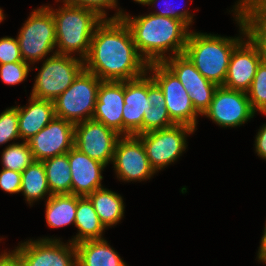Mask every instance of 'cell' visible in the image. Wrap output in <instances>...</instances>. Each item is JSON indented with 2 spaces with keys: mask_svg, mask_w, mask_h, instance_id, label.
<instances>
[{
  "mask_svg": "<svg viewBox=\"0 0 266 266\" xmlns=\"http://www.w3.org/2000/svg\"><path fill=\"white\" fill-rule=\"evenodd\" d=\"M147 66L124 20L103 19L92 36L84 69L102 81H127L146 74Z\"/></svg>",
  "mask_w": 266,
  "mask_h": 266,
  "instance_id": "6da1fadb",
  "label": "cell"
},
{
  "mask_svg": "<svg viewBox=\"0 0 266 266\" xmlns=\"http://www.w3.org/2000/svg\"><path fill=\"white\" fill-rule=\"evenodd\" d=\"M119 11L110 19L122 18L131 30L139 55L148 63L163 62L170 50L172 56L184 52L189 27L182 21L157 14L130 17ZM165 54V55H164Z\"/></svg>",
  "mask_w": 266,
  "mask_h": 266,
  "instance_id": "7a4b0ae2",
  "label": "cell"
},
{
  "mask_svg": "<svg viewBox=\"0 0 266 266\" xmlns=\"http://www.w3.org/2000/svg\"><path fill=\"white\" fill-rule=\"evenodd\" d=\"M242 37L190 32L183 54L209 81L223 86L233 50L242 42Z\"/></svg>",
  "mask_w": 266,
  "mask_h": 266,
  "instance_id": "3957f363",
  "label": "cell"
},
{
  "mask_svg": "<svg viewBox=\"0 0 266 266\" xmlns=\"http://www.w3.org/2000/svg\"><path fill=\"white\" fill-rule=\"evenodd\" d=\"M54 10L46 6L55 20L56 53L70 55L79 52L84 60L90 49V42L96 27L103 18L94 10L66 4ZM73 52V53H72Z\"/></svg>",
  "mask_w": 266,
  "mask_h": 266,
  "instance_id": "277c9868",
  "label": "cell"
},
{
  "mask_svg": "<svg viewBox=\"0 0 266 266\" xmlns=\"http://www.w3.org/2000/svg\"><path fill=\"white\" fill-rule=\"evenodd\" d=\"M102 80L83 69L54 102L55 117L77 124L92 119Z\"/></svg>",
  "mask_w": 266,
  "mask_h": 266,
  "instance_id": "5b68a950",
  "label": "cell"
},
{
  "mask_svg": "<svg viewBox=\"0 0 266 266\" xmlns=\"http://www.w3.org/2000/svg\"><path fill=\"white\" fill-rule=\"evenodd\" d=\"M84 69V60L53 52L43 62L33 85L31 97L54 101Z\"/></svg>",
  "mask_w": 266,
  "mask_h": 266,
  "instance_id": "8992f818",
  "label": "cell"
},
{
  "mask_svg": "<svg viewBox=\"0 0 266 266\" xmlns=\"http://www.w3.org/2000/svg\"><path fill=\"white\" fill-rule=\"evenodd\" d=\"M17 40L21 57L27 63L37 62L53 52L56 29L52 12L46 6L34 10L23 24Z\"/></svg>",
  "mask_w": 266,
  "mask_h": 266,
  "instance_id": "52a82bcc",
  "label": "cell"
},
{
  "mask_svg": "<svg viewBox=\"0 0 266 266\" xmlns=\"http://www.w3.org/2000/svg\"><path fill=\"white\" fill-rule=\"evenodd\" d=\"M147 70L153 71L151 77L164 93L166 108L171 120L175 124H183L195 129L199 113L195 110L188 92L176 75L163 62L150 63Z\"/></svg>",
  "mask_w": 266,
  "mask_h": 266,
  "instance_id": "ba28073f",
  "label": "cell"
},
{
  "mask_svg": "<svg viewBox=\"0 0 266 266\" xmlns=\"http://www.w3.org/2000/svg\"><path fill=\"white\" fill-rule=\"evenodd\" d=\"M195 129L183 124L137 135L146 150L151 168L156 172L179 158L186 149L187 135Z\"/></svg>",
  "mask_w": 266,
  "mask_h": 266,
  "instance_id": "9c48e42d",
  "label": "cell"
},
{
  "mask_svg": "<svg viewBox=\"0 0 266 266\" xmlns=\"http://www.w3.org/2000/svg\"><path fill=\"white\" fill-rule=\"evenodd\" d=\"M23 266H77L76 246L60 239L42 238L21 243L13 251Z\"/></svg>",
  "mask_w": 266,
  "mask_h": 266,
  "instance_id": "30bf717a",
  "label": "cell"
},
{
  "mask_svg": "<svg viewBox=\"0 0 266 266\" xmlns=\"http://www.w3.org/2000/svg\"><path fill=\"white\" fill-rule=\"evenodd\" d=\"M112 162L117 178L123 181H143L150 179L155 173L137 135H123L118 138Z\"/></svg>",
  "mask_w": 266,
  "mask_h": 266,
  "instance_id": "8fae6325",
  "label": "cell"
},
{
  "mask_svg": "<svg viewBox=\"0 0 266 266\" xmlns=\"http://www.w3.org/2000/svg\"><path fill=\"white\" fill-rule=\"evenodd\" d=\"M121 135L94 119L75 124L74 146L91 159L107 165Z\"/></svg>",
  "mask_w": 266,
  "mask_h": 266,
  "instance_id": "7c38bea8",
  "label": "cell"
},
{
  "mask_svg": "<svg viewBox=\"0 0 266 266\" xmlns=\"http://www.w3.org/2000/svg\"><path fill=\"white\" fill-rule=\"evenodd\" d=\"M247 92L218 86L209 108L203 115L222 127H237L253 118Z\"/></svg>",
  "mask_w": 266,
  "mask_h": 266,
  "instance_id": "4fadbf2b",
  "label": "cell"
},
{
  "mask_svg": "<svg viewBox=\"0 0 266 266\" xmlns=\"http://www.w3.org/2000/svg\"><path fill=\"white\" fill-rule=\"evenodd\" d=\"M163 63L182 83L195 110L203 115L209 108L218 85L207 80L184 54L169 55Z\"/></svg>",
  "mask_w": 266,
  "mask_h": 266,
  "instance_id": "5bb4252c",
  "label": "cell"
},
{
  "mask_svg": "<svg viewBox=\"0 0 266 266\" xmlns=\"http://www.w3.org/2000/svg\"><path fill=\"white\" fill-rule=\"evenodd\" d=\"M75 124L54 117L41 131L27 141L35 161L67 153L74 146Z\"/></svg>",
  "mask_w": 266,
  "mask_h": 266,
  "instance_id": "9a60e30c",
  "label": "cell"
},
{
  "mask_svg": "<svg viewBox=\"0 0 266 266\" xmlns=\"http://www.w3.org/2000/svg\"><path fill=\"white\" fill-rule=\"evenodd\" d=\"M261 63L258 47L247 37L233 50L223 87L247 92Z\"/></svg>",
  "mask_w": 266,
  "mask_h": 266,
  "instance_id": "2e32d148",
  "label": "cell"
},
{
  "mask_svg": "<svg viewBox=\"0 0 266 266\" xmlns=\"http://www.w3.org/2000/svg\"><path fill=\"white\" fill-rule=\"evenodd\" d=\"M124 81L123 135L142 134L144 112L150 108L148 103V76Z\"/></svg>",
  "mask_w": 266,
  "mask_h": 266,
  "instance_id": "e0dca14e",
  "label": "cell"
},
{
  "mask_svg": "<svg viewBox=\"0 0 266 266\" xmlns=\"http://www.w3.org/2000/svg\"><path fill=\"white\" fill-rule=\"evenodd\" d=\"M124 81H102L92 119L123 136Z\"/></svg>",
  "mask_w": 266,
  "mask_h": 266,
  "instance_id": "ac0fdd59",
  "label": "cell"
},
{
  "mask_svg": "<svg viewBox=\"0 0 266 266\" xmlns=\"http://www.w3.org/2000/svg\"><path fill=\"white\" fill-rule=\"evenodd\" d=\"M70 172L72 176L71 194L88 196L95 190L102 188V171L105 164L91 159L75 146L68 151Z\"/></svg>",
  "mask_w": 266,
  "mask_h": 266,
  "instance_id": "d6986e66",
  "label": "cell"
},
{
  "mask_svg": "<svg viewBox=\"0 0 266 266\" xmlns=\"http://www.w3.org/2000/svg\"><path fill=\"white\" fill-rule=\"evenodd\" d=\"M233 10L243 36L266 45V0H239Z\"/></svg>",
  "mask_w": 266,
  "mask_h": 266,
  "instance_id": "ffe728a7",
  "label": "cell"
},
{
  "mask_svg": "<svg viewBox=\"0 0 266 266\" xmlns=\"http://www.w3.org/2000/svg\"><path fill=\"white\" fill-rule=\"evenodd\" d=\"M28 107L18 106L20 138L27 142L55 117L54 102L30 97Z\"/></svg>",
  "mask_w": 266,
  "mask_h": 266,
  "instance_id": "44dd1931",
  "label": "cell"
},
{
  "mask_svg": "<svg viewBox=\"0 0 266 266\" xmlns=\"http://www.w3.org/2000/svg\"><path fill=\"white\" fill-rule=\"evenodd\" d=\"M75 246L77 266H127L104 238L86 240Z\"/></svg>",
  "mask_w": 266,
  "mask_h": 266,
  "instance_id": "7402d4cb",
  "label": "cell"
},
{
  "mask_svg": "<svg viewBox=\"0 0 266 266\" xmlns=\"http://www.w3.org/2000/svg\"><path fill=\"white\" fill-rule=\"evenodd\" d=\"M148 103L150 108L144 112L142 134L175 125L168 114L164 93L151 76L148 77Z\"/></svg>",
  "mask_w": 266,
  "mask_h": 266,
  "instance_id": "603a6c76",
  "label": "cell"
},
{
  "mask_svg": "<svg viewBox=\"0 0 266 266\" xmlns=\"http://www.w3.org/2000/svg\"><path fill=\"white\" fill-rule=\"evenodd\" d=\"M74 225L79 230V233L70 241L74 245L86 240L103 239L102 233L105 227L87 196H82L77 201Z\"/></svg>",
  "mask_w": 266,
  "mask_h": 266,
  "instance_id": "cb8c5ba5",
  "label": "cell"
},
{
  "mask_svg": "<svg viewBox=\"0 0 266 266\" xmlns=\"http://www.w3.org/2000/svg\"><path fill=\"white\" fill-rule=\"evenodd\" d=\"M46 223L51 228L74 224L77 201L82 197L74 194H53L47 196Z\"/></svg>",
  "mask_w": 266,
  "mask_h": 266,
  "instance_id": "d4e9b609",
  "label": "cell"
},
{
  "mask_svg": "<svg viewBox=\"0 0 266 266\" xmlns=\"http://www.w3.org/2000/svg\"><path fill=\"white\" fill-rule=\"evenodd\" d=\"M105 228L116 225L124 216L122 197L106 188H99L87 196Z\"/></svg>",
  "mask_w": 266,
  "mask_h": 266,
  "instance_id": "484cf974",
  "label": "cell"
},
{
  "mask_svg": "<svg viewBox=\"0 0 266 266\" xmlns=\"http://www.w3.org/2000/svg\"><path fill=\"white\" fill-rule=\"evenodd\" d=\"M51 194H71L72 176L68 152L42 161Z\"/></svg>",
  "mask_w": 266,
  "mask_h": 266,
  "instance_id": "4316f807",
  "label": "cell"
},
{
  "mask_svg": "<svg viewBox=\"0 0 266 266\" xmlns=\"http://www.w3.org/2000/svg\"><path fill=\"white\" fill-rule=\"evenodd\" d=\"M22 173L21 178V191L26 201L31 203L36 200L43 199L44 196L49 193V197L52 195L46 178V171L43 162L34 161L29 165Z\"/></svg>",
  "mask_w": 266,
  "mask_h": 266,
  "instance_id": "83f0119b",
  "label": "cell"
},
{
  "mask_svg": "<svg viewBox=\"0 0 266 266\" xmlns=\"http://www.w3.org/2000/svg\"><path fill=\"white\" fill-rule=\"evenodd\" d=\"M3 168L21 173L35 160L27 142L8 145L2 153Z\"/></svg>",
  "mask_w": 266,
  "mask_h": 266,
  "instance_id": "f1b7e54d",
  "label": "cell"
},
{
  "mask_svg": "<svg viewBox=\"0 0 266 266\" xmlns=\"http://www.w3.org/2000/svg\"><path fill=\"white\" fill-rule=\"evenodd\" d=\"M247 96L254 112L266 114V65L262 62L257 68Z\"/></svg>",
  "mask_w": 266,
  "mask_h": 266,
  "instance_id": "f546056e",
  "label": "cell"
},
{
  "mask_svg": "<svg viewBox=\"0 0 266 266\" xmlns=\"http://www.w3.org/2000/svg\"><path fill=\"white\" fill-rule=\"evenodd\" d=\"M18 138V106H14L0 114V145Z\"/></svg>",
  "mask_w": 266,
  "mask_h": 266,
  "instance_id": "4dcf8cb0",
  "label": "cell"
},
{
  "mask_svg": "<svg viewBox=\"0 0 266 266\" xmlns=\"http://www.w3.org/2000/svg\"><path fill=\"white\" fill-rule=\"evenodd\" d=\"M29 71L30 64L25 61L0 65V77L4 83L9 85L25 81Z\"/></svg>",
  "mask_w": 266,
  "mask_h": 266,
  "instance_id": "1f68e13d",
  "label": "cell"
},
{
  "mask_svg": "<svg viewBox=\"0 0 266 266\" xmlns=\"http://www.w3.org/2000/svg\"><path fill=\"white\" fill-rule=\"evenodd\" d=\"M17 38H0V65L6 63L22 62Z\"/></svg>",
  "mask_w": 266,
  "mask_h": 266,
  "instance_id": "d6a6232c",
  "label": "cell"
},
{
  "mask_svg": "<svg viewBox=\"0 0 266 266\" xmlns=\"http://www.w3.org/2000/svg\"><path fill=\"white\" fill-rule=\"evenodd\" d=\"M63 2L69 5L94 10L103 19L107 17L104 8H116L117 6V0H63Z\"/></svg>",
  "mask_w": 266,
  "mask_h": 266,
  "instance_id": "836d02e7",
  "label": "cell"
},
{
  "mask_svg": "<svg viewBox=\"0 0 266 266\" xmlns=\"http://www.w3.org/2000/svg\"><path fill=\"white\" fill-rule=\"evenodd\" d=\"M22 173L3 168L0 172V188L10 194L21 191Z\"/></svg>",
  "mask_w": 266,
  "mask_h": 266,
  "instance_id": "e575fe53",
  "label": "cell"
},
{
  "mask_svg": "<svg viewBox=\"0 0 266 266\" xmlns=\"http://www.w3.org/2000/svg\"><path fill=\"white\" fill-rule=\"evenodd\" d=\"M157 2V0H145L142 4L144 5H153ZM167 3L164 2L163 6H165ZM171 5L169 4L168 6H165L166 10H161V11H155L152 14H157L163 17H170V18H174L177 20H180L182 22H184L188 27L190 26V24L193 22V16L190 14V12H188V10H184V11H179V9L177 11L174 10V8L170 7ZM180 7V6H179ZM171 8V9H170Z\"/></svg>",
  "mask_w": 266,
  "mask_h": 266,
  "instance_id": "d590c367",
  "label": "cell"
},
{
  "mask_svg": "<svg viewBox=\"0 0 266 266\" xmlns=\"http://www.w3.org/2000/svg\"><path fill=\"white\" fill-rule=\"evenodd\" d=\"M255 149L257 155L266 159V124L258 131L255 138Z\"/></svg>",
  "mask_w": 266,
  "mask_h": 266,
  "instance_id": "8d00e7d4",
  "label": "cell"
},
{
  "mask_svg": "<svg viewBox=\"0 0 266 266\" xmlns=\"http://www.w3.org/2000/svg\"><path fill=\"white\" fill-rule=\"evenodd\" d=\"M0 266H23L21 260L12 251L9 253L5 252L0 255Z\"/></svg>",
  "mask_w": 266,
  "mask_h": 266,
  "instance_id": "74e56055",
  "label": "cell"
},
{
  "mask_svg": "<svg viewBox=\"0 0 266 266\" xmlns=\"http://www.w3.org/2000/svg\"><path fill=\"white\" fill-rule=\"evenodd\" d=\"M258 260H260V262L266 263V225L264 228V233L263 236L261 238V243H260V247H259V251H258Z\"/></svg>",
  "mask_w": 266,
  "mask_h": 266,
  "instance_id": "f35d334b",
  "label": "cell"
},
{
  "mask_svg": "<svg viewBox=\"0 0 266 266\" xmlns=\"http://www.w3.org/2000/svg\"><path fill=\"white\" fill-rule=\"evenodd\" d=\"M260 51L261 62L266 65V45H256Z\"/></svg>",
  "mask_w": 266,
  "mask_h": 266,
  "instance_id": "ab89813d",
  "label": "cell"
},
{
  "mask_svg": "<svg viewBox=\"0 0 266 266\" xmlns=\"http://www.w3.org/2000/svg\"><path fill=\"white\" fill-rule=\"evenodd\" d=\"M4 19V13L2 12V9L0 8V22Z\"/></svg>",
  "mask_w": 266,
  "mask_h": 266,
  "instance_id": "60d3db41",
  "label": "cell"
},
{
  "mask_svg": "<svg viewBox=\"0 0 266 266\" xmlns=\"http://www.w3.org/2000/svg\"><path fill=\"white\" fill-rule=\"evenodd\" d=\"M134 1L137 2V3L142 4L145 0H134Z\"/></svg>",
  "mask_w": 266,
  "mask_h": 266,
  "instance_id": "b9f144b4",
  "label": "cell"
}]
</instances>
